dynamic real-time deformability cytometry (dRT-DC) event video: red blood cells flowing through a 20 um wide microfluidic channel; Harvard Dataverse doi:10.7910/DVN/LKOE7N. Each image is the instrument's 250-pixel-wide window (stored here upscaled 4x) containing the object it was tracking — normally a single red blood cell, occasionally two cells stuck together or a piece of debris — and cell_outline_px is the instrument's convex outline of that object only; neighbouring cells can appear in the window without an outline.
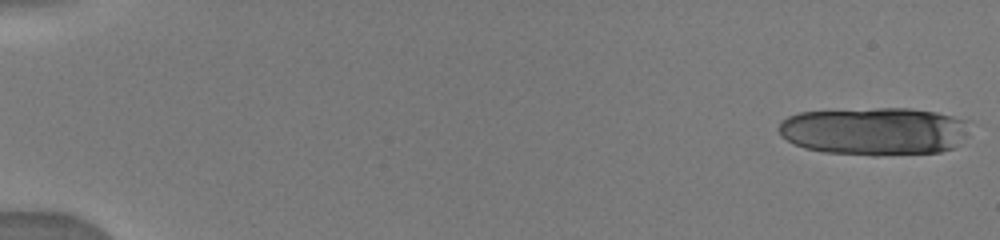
{"species": "human", "species_latin": "Homo sapiens", "temperature_condition": "warm", "stored_images_in_passage": 21, "camera_frame_rate_fps": 3000, "um_per_image_px": 0.085, "donor": {"sex": "male"}, "frame": {"image": 1, "passage_image": 1, "time_ms": 0.0, "image_size_px": [1000, 240], "cell_outline_px": [[968, 120], [952, 148], [940, 152], [876, 156], [872, 156], [824, 152], [804, 148], [792, 144], [780, 136], [780, 120], [788, 116], [800, 112], [876, 108], [912, 108], [936, 112]], "centroid_in_image_um": [74.2, 11.15], "position_along_channel_um": 10.8, "area_um2": 53.0}}